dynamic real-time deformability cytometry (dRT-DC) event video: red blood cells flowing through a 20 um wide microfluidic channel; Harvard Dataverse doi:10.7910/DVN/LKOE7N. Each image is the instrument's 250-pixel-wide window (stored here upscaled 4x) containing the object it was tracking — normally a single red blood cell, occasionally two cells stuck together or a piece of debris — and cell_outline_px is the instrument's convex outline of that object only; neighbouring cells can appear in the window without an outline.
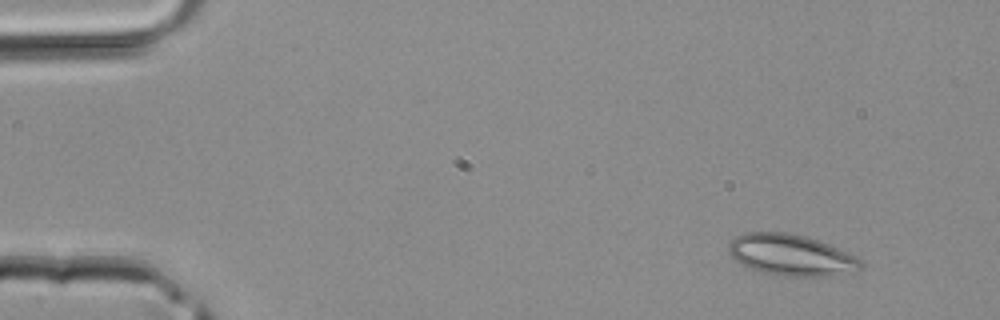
{"species": "common noctule bat (a hibernating species)", "species_latin": "Nyctalus noctula", "temperature_condition": "room temperature", "stored_images_in_passage": 40, "camera_frame_rate_fps": 3000, "um_per_image_px": 0.085, "animal": {"sex": "male", "body_mass_g": 20.4}, "frame": {"image": 1, "passage_image": 1, "time_ms": 0.0, "image_size_px": [1000, 320], "cell_outline_px": [[864, 264], [860, 268], [832, 276], [784, 276], [764, 272], [752, 268], [736, 260], [728, 252], [728, 244], [736, 236], [744, 232], [788, 232], [808, 236], [828, 244], [856, 256]], "centroid_in_image_um": [67.23, 21.65], "position_along_channel_um": 17.8, "area_um2": 31.5}}
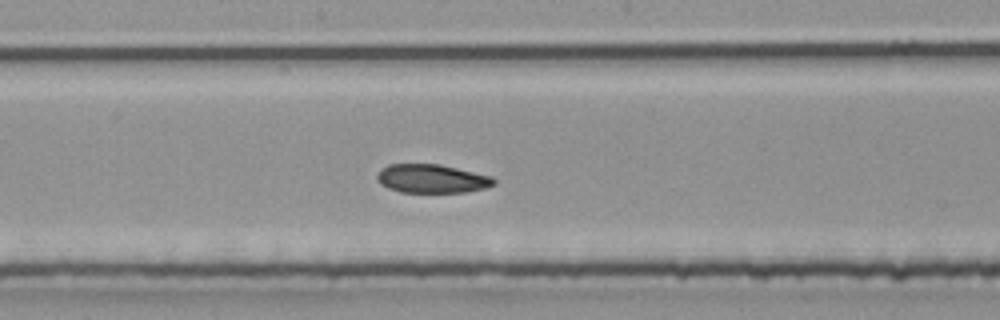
{"frame": {"image": 2, "passage_image": 20, "time_ms": 6.333, "image_size_px": [1000, 320], "cell_outline_px": [[496, 184], [484, 188], [464, 192], [400, 192], [388, 188], [380, 184], [376, 176], [380, 168], [388, 164], [440, 164], [492, 176], [496, 180]], "centroid_in_image_um": [36.69, 15.18], "position_along_channel_um": 211.5, "area_um2": 19.59}}
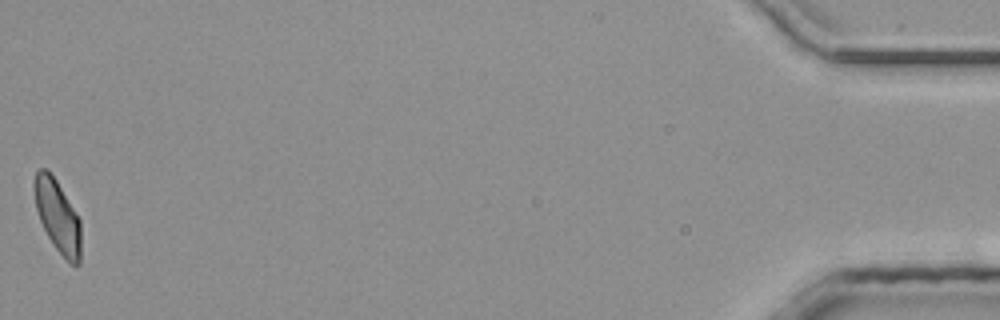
{"frame": {"image": 3, "passage_image": 40, "time_ms": 13.0, "image_size_px": [1000, 320], "cell_outline_px": [[80, 264], [72, 264], [52, 244], [40, 220], [36, 208], [32, 188], [32, 184], [36, 172], [40, 168], [44, 168], [56, 180], [80, 220]], "centroid_in_image_um": [4.86, 18.34], "position_along_channel_um": 430.3, "area_um2": 19.31}}